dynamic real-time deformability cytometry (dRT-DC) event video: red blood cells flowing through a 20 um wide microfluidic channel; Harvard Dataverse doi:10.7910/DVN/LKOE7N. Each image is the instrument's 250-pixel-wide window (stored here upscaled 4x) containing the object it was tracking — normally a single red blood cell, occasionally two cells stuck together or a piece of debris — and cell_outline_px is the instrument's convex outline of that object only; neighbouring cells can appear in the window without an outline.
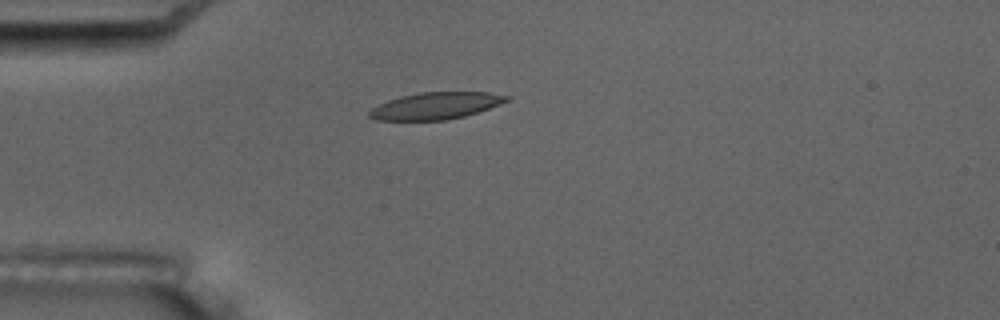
{"species": "common noctule bat (a hibernating species)", "species_latin": "Nyctalus noctula", "temperature_condition": "room temperature", "stored_images_in_passage": 2, "camera_frame_rate_fps": 3000, "um_per_image_px": 0.085, "animal": {"sex": "male", "body_mass_g": 17.5, "forearm_length_mm": 52.3}, "frame": {"image": 1, "passage_image": 2, "time_ms": 4.667, "image_size_px": [1000, 320], "cell_outline_px": [[512, 96], [508, 100], [488, 108], [464, 116], [448, 120], [376, 120], [368, 116], [368, 112], [372, 108], [388, 100], [400, 96], [420, 92], [488, 92]], "centroid_in_image_um": [37.01, 8.99], "position_along_channel_um": 48.0, "area_um2": 21.39}}